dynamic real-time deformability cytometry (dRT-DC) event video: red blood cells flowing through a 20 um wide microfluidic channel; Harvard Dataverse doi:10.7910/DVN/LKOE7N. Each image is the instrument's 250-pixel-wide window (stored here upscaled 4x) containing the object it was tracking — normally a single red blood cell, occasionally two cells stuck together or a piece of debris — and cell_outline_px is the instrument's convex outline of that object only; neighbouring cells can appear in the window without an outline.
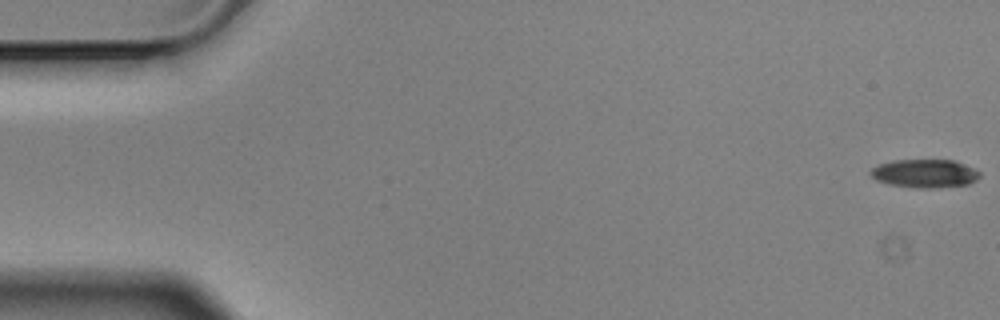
{"species": "Egyptian fruit bat (a non-hibernating species)", "species_latin": "Rousettus aegyptiacus", "temperature_condition": "cold", "stored_images_in_passage": 14, "segment_of_instrument_passage": [1, 2], "camera_frame_rate_fps": 3000, "um_per_image_px": 0.085, "animal": {"sex": "male"}, "frame": {"image": 1, "passage_image": 1, "time_ms": 0.0, "image_size_px": [1000, 320], "cell_outline_px": [[972, 176], [968, 180], [960, 184], [908, 184], [888, 180], [876, 176], [876, 172], [880, 168], [888, 164], [916, 160], [944, 160], [956, 164]], "centroid_in_image_um": [78.56, 14.67], "position_along_channel_um": 6.4, "area_um2": 13.18}}